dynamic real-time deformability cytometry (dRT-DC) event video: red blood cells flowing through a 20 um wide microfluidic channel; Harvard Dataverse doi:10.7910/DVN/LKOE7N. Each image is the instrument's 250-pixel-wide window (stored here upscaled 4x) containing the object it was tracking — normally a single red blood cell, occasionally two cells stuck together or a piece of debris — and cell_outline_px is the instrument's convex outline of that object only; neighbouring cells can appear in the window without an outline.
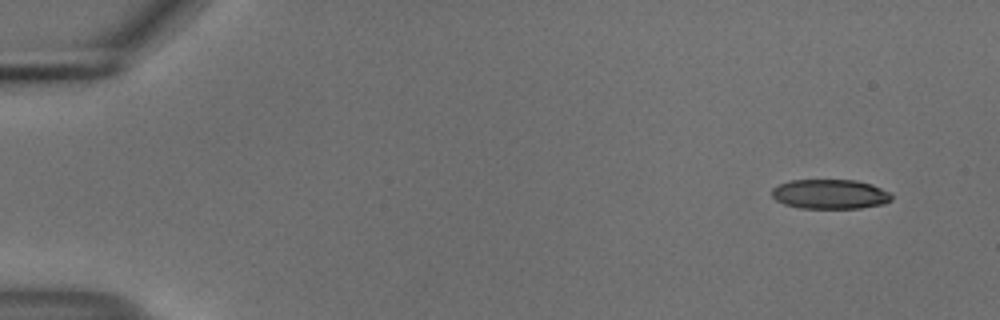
{"species": "common noctule bat (a hibernating species)", "species_latin": "Nyctalus noctula", "temperature_condition": "cold", "stored_images_in_passage": 4, "camera_frame_rate_fps": 3000, "um_per_image_px": 0.085, "animal": {"sex": "male", "body_mass_g": 18.8}, "frame": {"image": 1, "passage_image": 1, "time_ms": 0.0, "image_size_px": [1000, 320], "cell_outline_px": [[892, 200], [884, 204], [860, 208], [800, 208], [784, 204], [776, 200], [772, 196], [772, 188], [788, 180], [856, 180], [872, 184], [892, 192]], "centroid_in_image_um": [70.59, 16.5], "position_along_channel_um": 14.4, "area_um2": 20.87}}
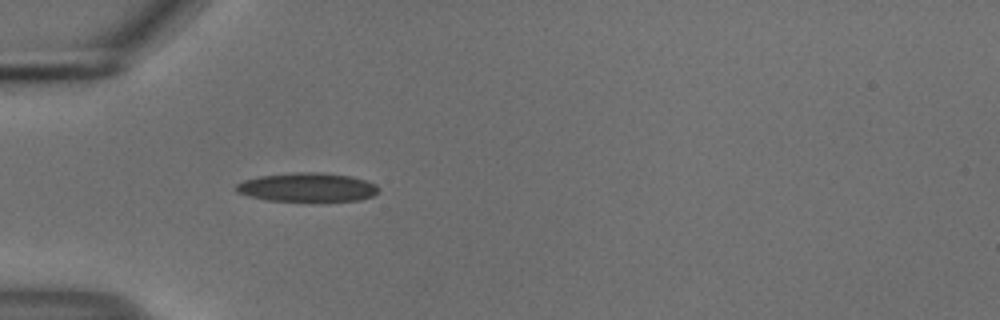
{"frame": {"image": 2, "passage_image": 4, "time_ms": 1.0, "image_size_px": [1000, 320], "cell_outline_px": [[380, 188], [372, 196], [360, 200], [268, 200], [248, 196], [236, 192], [236, 184], [244, 180], [260, 176], [296, 172], [324, 172], [352, 176], [376, 184]], "centroid_in_image_um": [26.12, 15.9], "position_along_channel_um": 58.9, "area_um2": 23.7}}